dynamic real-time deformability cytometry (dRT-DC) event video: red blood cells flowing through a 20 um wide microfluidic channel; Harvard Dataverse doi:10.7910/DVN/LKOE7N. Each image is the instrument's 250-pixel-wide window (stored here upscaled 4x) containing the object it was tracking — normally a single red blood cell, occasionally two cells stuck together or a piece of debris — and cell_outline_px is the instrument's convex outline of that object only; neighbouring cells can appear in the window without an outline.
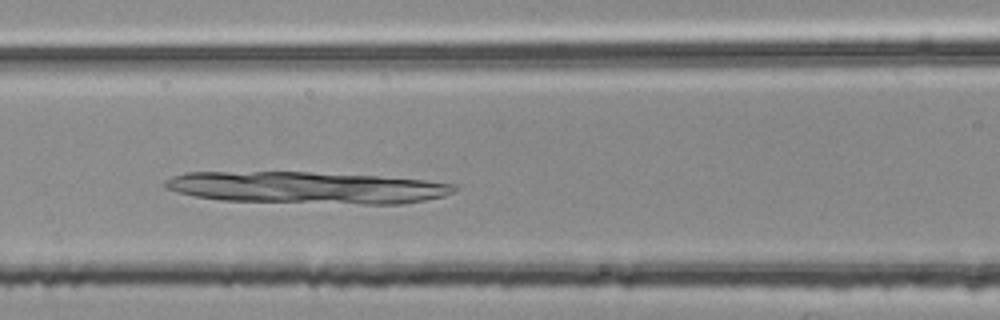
{"species": "common noctule bat (a hibernating species)", "species_latin": "Nyctalus noctula", "temperature_condition": "room temperature", "stored_images_in_passage": 44, "camera_frame_rate_fps": 3000, "um_per_image_px": 0.085, "animal": {"sex": "female", "body_mass_g": 25.1}, "frame": {"image": 1, "passage_image": 17, "time_ms": 5.333, "image_size_px": [1000, 320], "cell_outline_px": [[456, 188], [452, 192], [444, 196], [424, 200], [400, 204], [360, 204], [220, 200], [196, 196], [164, 188], [164, 180], [172, 176], [184, 172], [308, 172], [376, 176], [424, 180], [456, 184]], "centroid_in_image_um": [26.05, 15.94], "position_along_channel_um": 140.5, "area_um2": 53.58}}
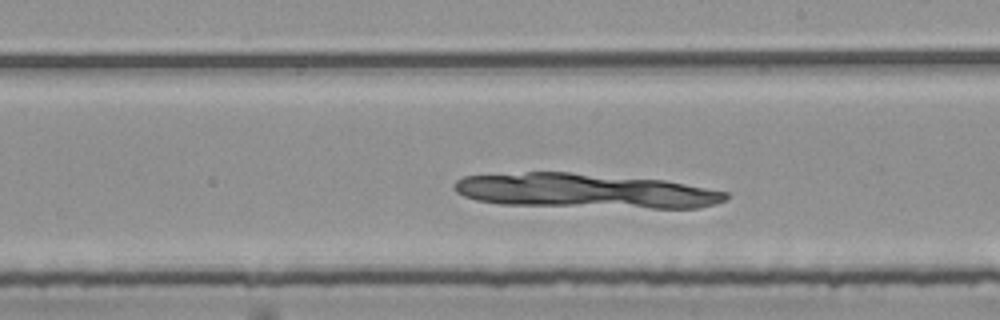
{"frame": {"image": 2, "passage_image": 25, "time_ms": 8.0, "image_size_px": [1000, 320], "cell_outline_px": [[728, 200], [716, 204], [700, 208], [652, 208], [500, 204], [476, 200], [464, 196], [456, 192], [456, 180], [464, 176], [528, 172], [568, 172], [664, 180], [728, 192]], "centroid_in_image_um": [49.77, 16.22], "position_along_channel_um": 239.2, "area_um2": 54.56}}
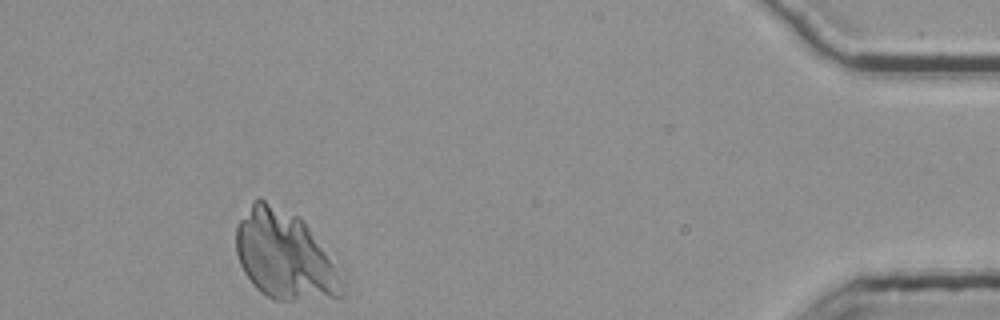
{"frame": {"image": 3, "passage_image": 44, "time_ms": 14.333, "image_size_px": [1000, 320], "cell_outline_px": [[344, 288], [340, 296], [292, 300], [272, 300], [260, 292], [252, 284], [244, 272], [240, 264], [236, 252], [236, 228], [240, 220], [252, 200], [264, 200], [300, 216], [304, 220], [344, 284]], "centroid_in_image_um": [24.11, 21.7], "position_along_channel_um": 411.1, "area_um2": 53.47}}